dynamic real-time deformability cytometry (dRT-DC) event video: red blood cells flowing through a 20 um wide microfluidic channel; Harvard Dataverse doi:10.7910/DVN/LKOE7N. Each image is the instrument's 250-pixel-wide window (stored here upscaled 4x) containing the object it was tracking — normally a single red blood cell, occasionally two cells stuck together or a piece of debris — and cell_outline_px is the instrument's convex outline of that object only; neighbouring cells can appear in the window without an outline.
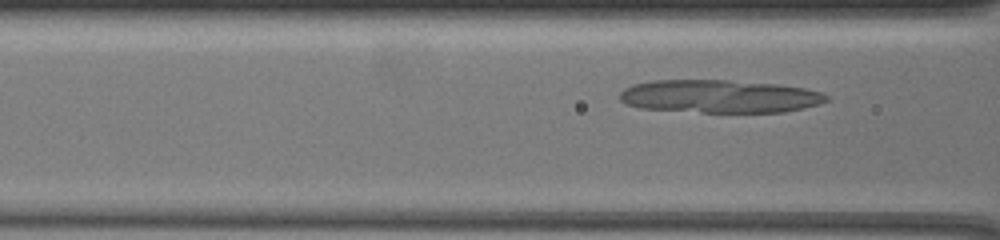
{"species": "common noctule bat (a hibernating species)", "species_latin": "Nyctalus noctula", "temperature_condition": "warm", "stored_images_in_passage": 45, "camera_frame_rate_fps": 3000, "um_per_image_px": 0.085, "animal": {"sex": "female", "body_mass_g": 19.5, "forearm_length_mm": 54.1}, "frame": {"image": 1, "passage_image": 14, "time_ms": 4.333, "image_size_px": [1000, 240], "cell_outline_px": [[828, 100], [820, 104], [804, 108], [784, 112], [700, 112], [640, 108], [624, 104], [620, 100], [620, 92], [624, 88], [632, 84], [652, 80], [728, 80], [776, 84], [804, 88], [820, 92], [828, 96]], "centroid_in_image_um": [61.13, 8.19], "position_along_channel_um": 105.5, "area_um2": 39.88}}
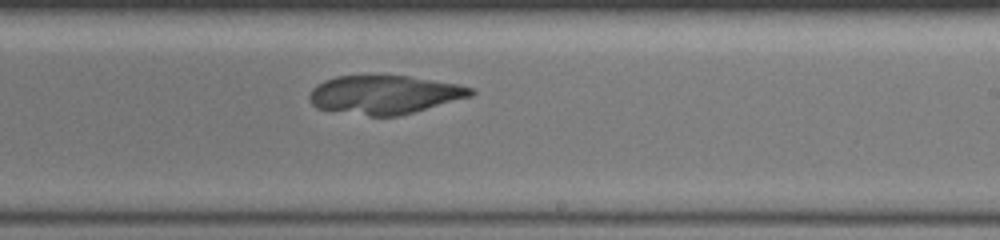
{"frame": {"image": 2, "passage_image": 28, "time_ms": 9.0, "image_size_px": [1000, 240], "cell_outline_px": [[476, 92], [472, 96], [412, 112], [396, 116], [368, 116], [316, 108], [312, 104], [308, 96], [312, 88], [316, 84], [324, 80], [336, 76], [408, 76], [460, 84], [472, 88]], "centroid_in_image_um": [32.67, 8.04], "position_along_channel_um": 256.3, "area_um2": 36.18}}
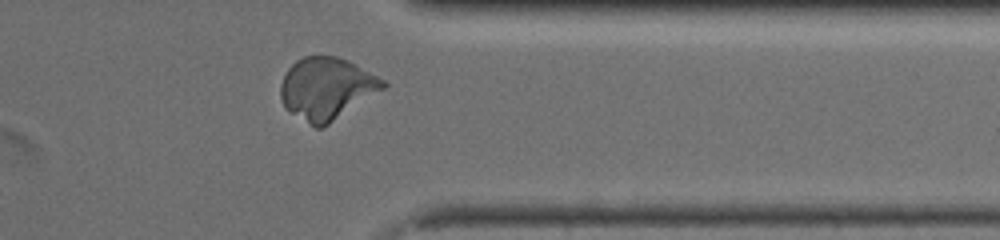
{"frame": {"image": 3, "passage_image": 40, "time_ms": 13.0, "image_size_px": [1000, 240], "cell_outline_px": [[388, 84], [384, 88], [328, 124], [320, 128], [316, 128], [288, 112], [284, 108], [280, 100], [280, 84], [288, 68], [296, 60], [304, 56], [336, 56], [348, 60], [384, 80]], "centroid_in_image_um": [27.71, 7.52], "position_along_channel_um": 383.7, "area_um2": 36.82}}